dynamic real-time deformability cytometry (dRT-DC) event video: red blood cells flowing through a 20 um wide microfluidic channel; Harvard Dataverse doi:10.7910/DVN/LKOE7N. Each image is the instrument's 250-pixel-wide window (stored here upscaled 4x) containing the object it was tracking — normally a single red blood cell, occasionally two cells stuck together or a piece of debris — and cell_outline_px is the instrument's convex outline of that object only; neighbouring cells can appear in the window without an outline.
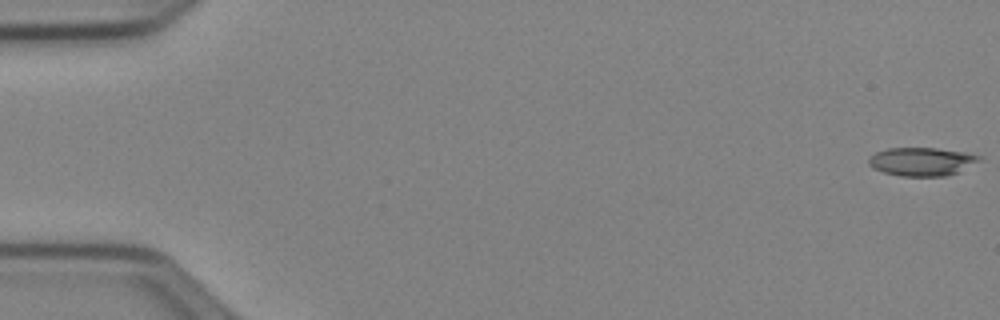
{"species": "Egyptian fruit bat (a non-hibernating species)", "species_latin": "Rousettus aegyptiacus", "temperature_condition": "cold", "stored_images_in_passage": 52, "camera_frame_rate_fps": 3000, "um_per_image_px": 0.085, "animal": {"sex": "female"}, "frame": {"image": 1, "passage_image": 1, "time_ms": 0.0, "image_size_px": [1000, 320], "cell_outline_px": [[984, 156], [980, 160], [960, 172], [948, 176], [900, 176], [884, 172], [872, 168], [868, 164], [868, 160], [876, 152], [888, 148], [936, 148], [964, 152]], "centroid_in_image_um": [78.38, 13.74], "position_along_channel_um": 6.6, "area_um2": 18.38}}
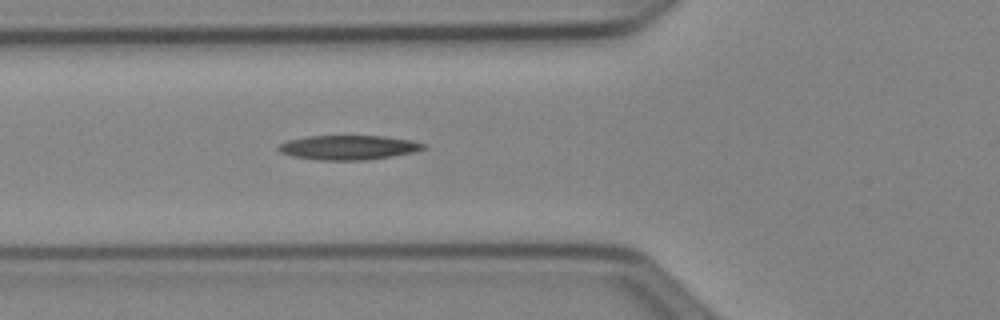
{"frame": {"image": 2, "passage_image": 20, "time_ms": 6.333, "image_size_px": [1000, 320], "cell_outline_px": [[428, 148], [416, 152], [392, 156], [364, 160], [320, 160], [292, 156], [280, 152], [276, 148], [280, 144], [288, 140], [308, 136], [384, 136], [412, 140], [428, 144]], "centroid_in_image_um": [29.68, 12.53], "position_along_channel_um": 96.1, "area_um2": 20.81}}
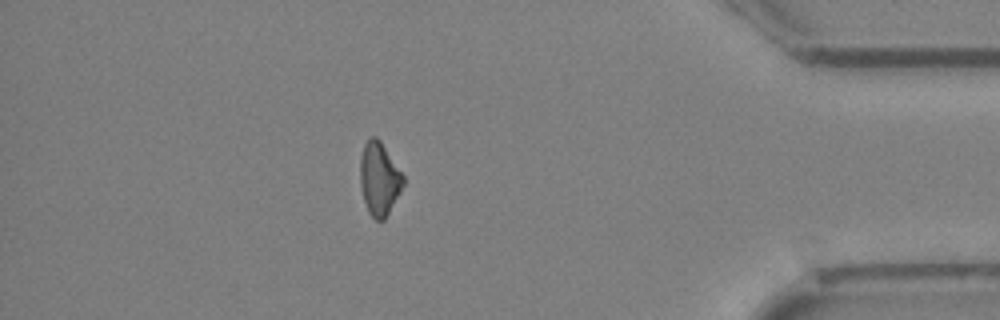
{"frame": {"image": 3, "passage_image": 46, "time_ms": 15.0, "image_size_px": [1000, 320], "cell_outline_px": [[404, 184], [400, 192], [384, 220], [376, 220], [368, 212], [364, 200], [360, 184], [360, 156], [364, 144], [368, 136], [376, 136], [380, 140], [404, 176]], "centroid_in_image_um": [32.22, 15.16], "position_along_channel_um": 403.0, "area_um2": 18.32}, "authors_computed_cell_mechanics": {"area_um2": 19.4786, "velocity_mm_per_s": 3.9861, "shape_relaxation_time_tau1_ms": 7.5113, "shape_relaxation_time_tau2_ms": null, "deformation_change_tau1": 0.1793, "deformation_change_tau2": null}}